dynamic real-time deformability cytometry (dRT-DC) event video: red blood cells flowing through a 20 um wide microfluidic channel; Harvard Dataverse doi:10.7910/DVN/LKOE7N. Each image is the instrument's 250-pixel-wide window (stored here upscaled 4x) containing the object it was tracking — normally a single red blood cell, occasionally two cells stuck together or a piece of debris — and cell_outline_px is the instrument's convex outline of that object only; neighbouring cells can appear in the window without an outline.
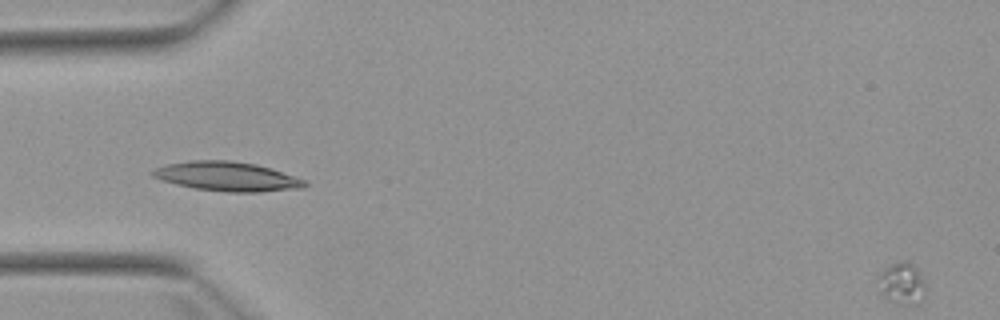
{"species": "Egyptian fruit bat (a non-hibernating species)", "species_latin": "Rousettus aegyptiacus", "temperature_condition": "warm", "stored_images_in_passage": 4, "camera_frame_rate_fps": 3000, "um_per_image_px": 0.085, "animal": {"sex": "female"}, "frame": {"image": 1, "passage_image": 3, "time_ms": 3.333, "image_size_px": [1000, 320], "cell_outline_px": [[308, 184], [304, 188], [260, 192], [228, 192], [192, 188], [160, 180], [152, 176], [148, 172], [156, 168], [168, 164], [188, 160], [232, 160], [256, 164], [304, 180]], "centroid_in_image_um": [19.25, 15.0], "position_along_channel_um": 65.8, "area_um2": 25.95}}
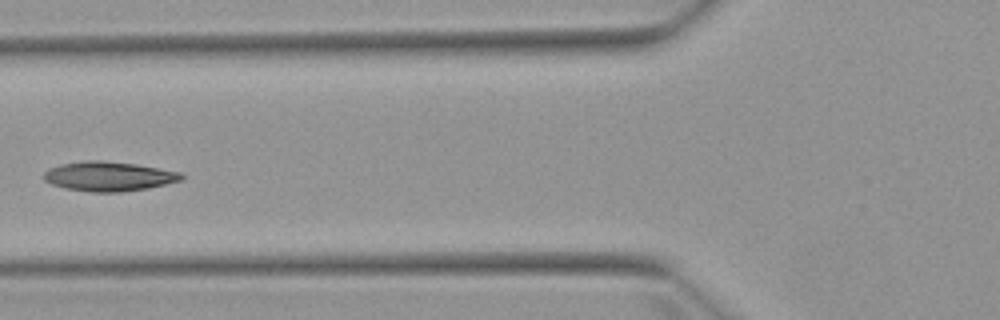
{"frame": {"image": 2, "passage_image": 4, "time_ms": 4.667, "image_size_px": [1000, 320], "cell_outline_px": [[184, 180], [148, 188], [120, 192], [92, 192], [64, 188], [52, 184], [44, 180], [40, 176], [48, 168], [60, 164], [84, 160], [104, 160], [136, 164], [184, 172]], "centroid_in_image_um": [9.25, 14.98], "position_along_channel_um": 116.6, "area_um2": 24.1}}